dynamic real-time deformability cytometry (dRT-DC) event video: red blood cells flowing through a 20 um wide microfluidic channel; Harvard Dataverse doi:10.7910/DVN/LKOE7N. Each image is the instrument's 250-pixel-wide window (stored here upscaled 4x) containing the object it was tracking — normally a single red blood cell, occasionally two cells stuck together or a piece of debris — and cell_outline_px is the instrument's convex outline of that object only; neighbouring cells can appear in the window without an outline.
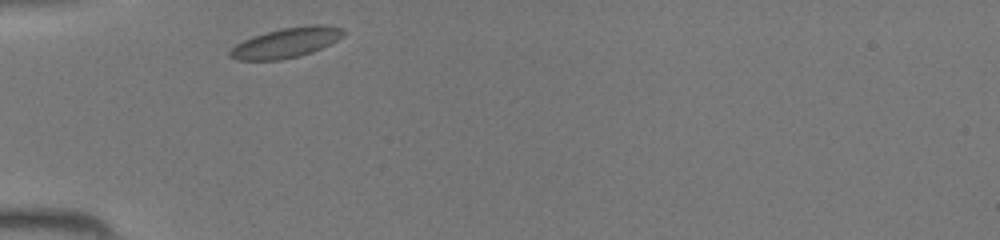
{"species": "common noctule bat (a hibernating species)", "species_latin": "Nyctalus noctula", "temperature_condition": "room temperature", "stored_images_in_passage": 26, "camera_frame_rate_fps": 3000, "um_per_image_px": 0.085, "animal": {"sex": "female", "body_mass_g": 19.5, "forearm_length_mm": 54.1}, "frame": {"image": 1, "passage_image": 1, "time_ms": 0.0, "image_size_px": [1000, 240], "cell_outline_px": [[348, 32], [344, 36], [312, 52], [280, 60], [236, 60], [228, 56], [228, 52], [236, 44], [252, 36], [280, 28], [312, 24], [324, 24], [344, 28]], "centroid_in_image_um": [24.34, 3.61], "position_along_channel_um": 60.7, "area_um2": 19.94}}
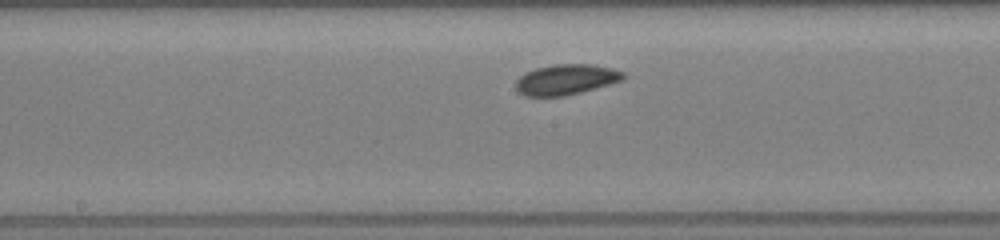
{"frame": {"image": 2, "passage_image": 11, "time_ms": 3.333, "image_size_px": [1000, 240], "cell_outline_px": [[624, 80], [580, 92], [564, 96], [524, 96], [516, 88], [516, 80], [524, 72], [536, 68], [552, 64], [592, 64], [612, 68], [624, 72]], "centroid_in_image_um": [48.1, 6.75], "position_along_channel_um": 200.1, "area_um2": 19.07}}
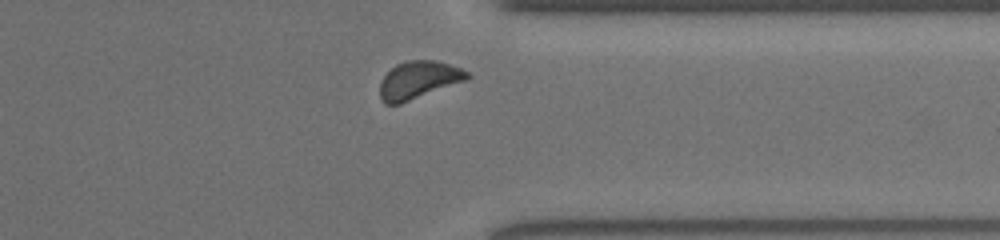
{"frame": {"image": 3, "passage_image": 23, "time_ms": 7.333, "image_size_px": [1000, 240], "cell_outline_px": [[472, 76], [468, 80], [400, 104], [384, 104], [380, 96], [380, 80], [396, 64], [408, 60], [436, 60], [460, 68], [468, 72]], "centroid_in_image_um": [35.59, 6.8], "position_along_channel_um": 375.8, "area_um2": 19.25}}